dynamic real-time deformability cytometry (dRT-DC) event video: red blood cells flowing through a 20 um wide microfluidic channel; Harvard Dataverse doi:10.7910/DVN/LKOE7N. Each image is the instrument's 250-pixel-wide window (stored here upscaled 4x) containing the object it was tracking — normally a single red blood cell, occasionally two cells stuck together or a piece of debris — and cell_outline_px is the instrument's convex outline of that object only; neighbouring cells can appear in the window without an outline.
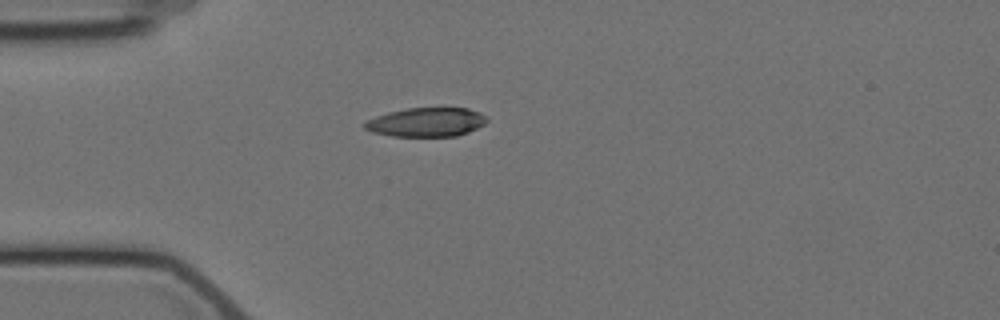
{"species": "Egyptian fruit bat (a non-hibernating species)", "species_latin": "Rousettus aegyptiacus", "temperature_condition": "cold", "stored_images_in_passage": 3, "camera_frame_rate_fps": 3000, "um_per_image_px": 0.085, "animal": {"sex": "female"}, "frame": {"image": 1, "passage_image": 3, "time_ms": 7.0, "image_size_px": [1000, 320], "cell_outline_px": [[488, 120], [484, 124], [468, 132], [456, 136], [392, 136], [372, 132], [364, 128], [364, 124], [368, 120], [376, 116], [388, 112], [408, 108], [468, 108], [480, 112], [488, 116]], "centroid_in_image_um": [36.27, 10.38], "position_along_channel_um": 48.7, "area_um2": 20.63}}